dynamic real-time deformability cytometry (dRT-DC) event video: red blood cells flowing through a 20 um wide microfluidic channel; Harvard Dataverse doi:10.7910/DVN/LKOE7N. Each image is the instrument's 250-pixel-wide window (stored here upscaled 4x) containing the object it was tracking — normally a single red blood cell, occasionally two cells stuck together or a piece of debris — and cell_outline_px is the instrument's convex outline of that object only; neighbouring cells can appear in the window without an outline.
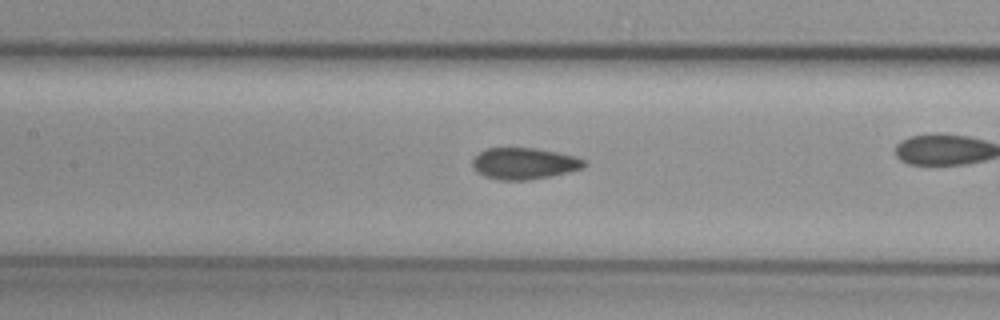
{"species": "common noctule bat (a hibernating species)", "species_latin": "Nyctalus noctula", "temperature_condition": "cold", "stored_images_in_passage": 44, "camera_frame_rate_fps": 3000, "um_per_image_px": 0.085, "animal": {"sex": "female", "body_mass_g": 29.2, "forearm_length_mm": 56.3}, "frame": {"image": 1, "passage_image": 26, "time_ms": 8.333, "image_size_px": [1000, 320], "cell_outline_px": [[588, 164], [584, 168], [568, 172], [528, 180], [496, 180], [484, 176], [472, 168], [472, 160], [480, 152], [488, 148], [536, 148], [576, 156], [584, 160]], "centroid_in_image_um": [44.55, 13.9], "position_along_channel_um": 162.8, "area_um2": 20.52}}